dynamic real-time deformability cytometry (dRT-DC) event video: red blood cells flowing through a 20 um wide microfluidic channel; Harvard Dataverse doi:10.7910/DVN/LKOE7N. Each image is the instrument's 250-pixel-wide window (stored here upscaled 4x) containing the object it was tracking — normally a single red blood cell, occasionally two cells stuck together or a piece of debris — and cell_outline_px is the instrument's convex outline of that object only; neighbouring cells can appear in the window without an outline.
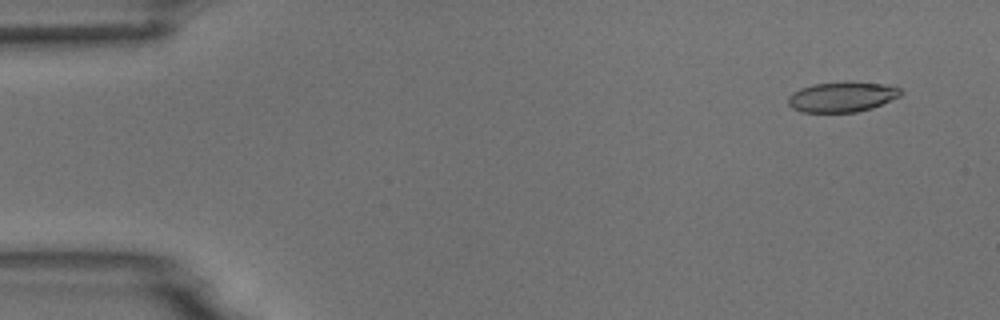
{"species": "common noctule bat (a hibernating species)", "species_latin": "Nyctalus noctula", "temperature_condition": "room temperature", "stored_images_in_passage": 6, "camera_frame_rate_fps": 3000, "um_per_image_px": 0.085, "animal": {"sex": "male", "body_mass_g": 18.8}, "frame": {"image": 1, "passage_image": 1, "time_ms": 0.0, "image_size_px": [1000, 320], "cell_outline_px": [[904, 92], [900, 96], [872, 108], [856, 112], [800, 112], [792, 108], [788, 104], [788, 96], [792, 92], [800, 88], [812, 84], [844, 80], [848, 80], [884, 84], [900, 88]], "centroid_in_image_um": [71.56, 8.21], "position_along_channel_um": 13.4, "area_um2": 20.29}}
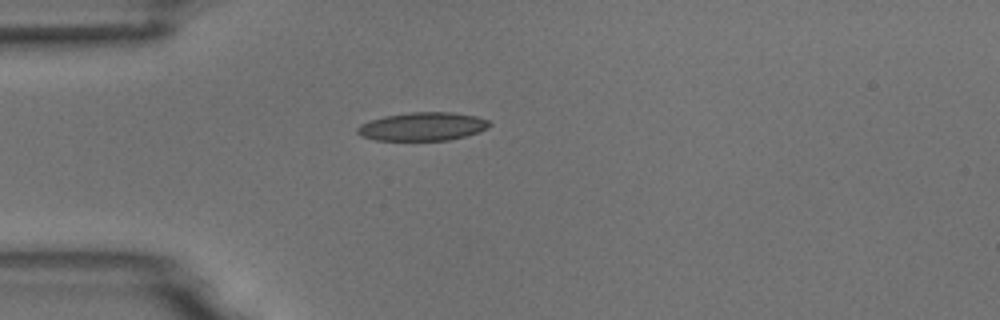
{"frame": {"image": 2, "passage_image": 4, "time_ms": 3.667, "image_size_px": [1000, 320], "cell_outline_px": [[492, 124], [488, 128], [480, 132], [448, 140], [376, 140], [360, 136], [356, 132], [356, 128], [360, 124], [384, 116], [412, 112], [452, 112], [476, 116], [488, 120]], "centroid_in_image_um": [35.93, 10.75], "position_along_channel_um": 49.1, "area_um2": 21.85}}